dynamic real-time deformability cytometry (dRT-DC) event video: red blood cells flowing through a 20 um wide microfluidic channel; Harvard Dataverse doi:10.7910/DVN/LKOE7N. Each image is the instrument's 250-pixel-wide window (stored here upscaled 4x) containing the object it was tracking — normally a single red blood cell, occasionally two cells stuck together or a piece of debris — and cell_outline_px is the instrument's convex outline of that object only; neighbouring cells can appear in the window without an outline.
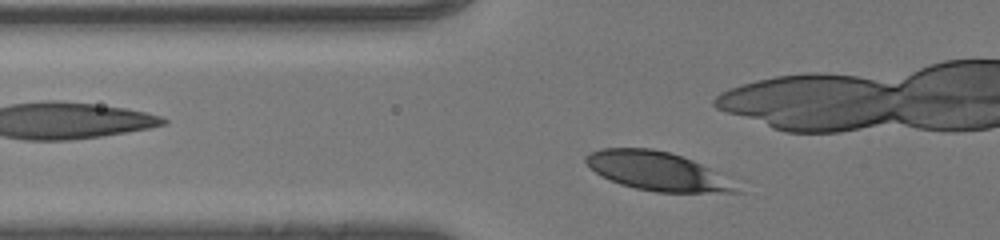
{"species": "human", "species_latin": "Homo sapiens", "temperature_condition": "room temperature", "stored_images_in_passage": 38, "camera_frame_rate_fps": 3000, "um_per_image_px": 0.085, "donor": {"sex": "male"}, "frame": {"image": 1, "passage_image": 12, "time_ms": 3.667, "image_size_px": [1000, 240], "cell_outline_px": [[744, 192], [656, 192], [636, 188], [620, 184], [596, 172], [584, 160], [584, 156], [588, 152], [600, 148], [652, 148], [668, 152], [692, 160], [716, 172]], "centroid_in_image_um": [55.8, 14.53], "position_along_channel_um": 70.0, "area_um2": 33.23}}
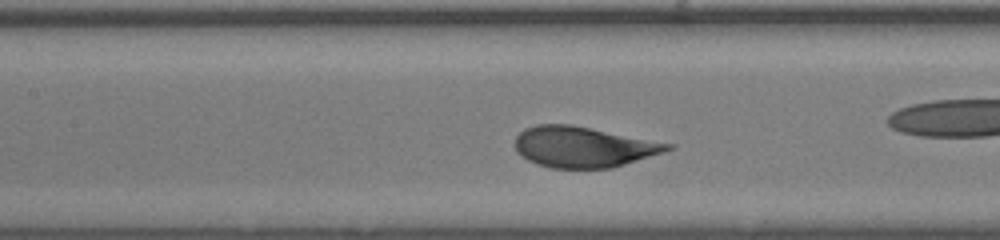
{"frame": {"image": 2, "passage_image": 19, "time_ms": 6.0, "image_size_px": [1000, 240], "cell_outline_px": [[676, 148], [664, 152], [612, 168], [552, 168], [536, 164], [520, 156], [516, 152], [516, 136], [524, 128], [536, 124], [572, 124], [676, 144]], "centroid_in_image_um": [49.61, 12.48], "position_along_channel_um": 157.8, "area_um2": 36.59}}
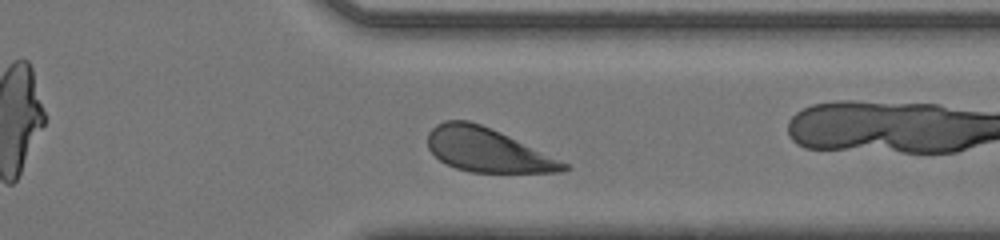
{"frame": {"image": 3, "passage_image": 34, "time_ms": 11.0, "image_size_px": [1000, 240], "cell_outline_px": [[572, 168], [560, 172], [468, 172], [456, 168], [440, 160], [428, 148], [428, 132], [436, 124], [444, 120], [468, 120], [480, 124], [500, 132], [568, 164]], "centroid_in_image_um": [41.39, 12.75], "position_along_channel_um": 370.0, "area_um2": 34.28}, "authors_computed_cell_mechanics": {"area_um2": 36.8186, "velocity_mm_per_s": 4.2279, "shape_relaxation_time_tau1_ms": 1.3607, "shape_relaxation_time_tau2_ms": null, "deformation_change_tau1": 0.1214, "deformation_change_tau2": null}}